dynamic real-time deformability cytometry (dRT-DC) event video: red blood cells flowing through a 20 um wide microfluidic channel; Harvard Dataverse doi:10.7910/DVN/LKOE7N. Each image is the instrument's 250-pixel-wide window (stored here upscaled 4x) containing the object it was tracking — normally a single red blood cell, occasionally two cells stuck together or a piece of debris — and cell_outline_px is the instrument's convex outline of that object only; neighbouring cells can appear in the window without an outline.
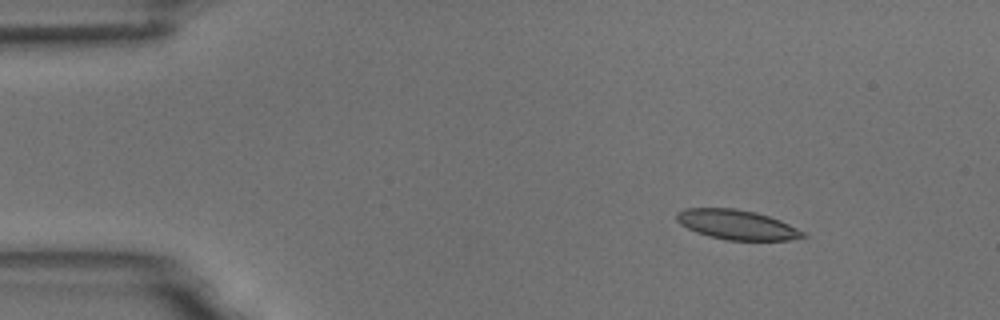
{"species": "common noctule bat (a hibernating species)", "species_latin": "Nyctalus noctula", "temperature_condition": "room temperature", "stored_images_in_passage": 13, "camera_frame_rate_fps": 3000, "um_per_image_px": 0.085, "animal": {"sex": "male", "body_mass_g": 18.8}, "frame": {"image": 1, "passage_image": 1, "time_ms": 0.0, "image_size_px": [1000, 320], "cell_outline_px": [[808, 236], [788, 240], [724, 240], [708, 236], [696, 232], [680, 224], [676, 220], [676, 212], [684, 208], [736, 208], [756, 212], [780, 220], [804, 232]], "centroid_in_image_um": [62.6, 19.09], "position_along_channel_um": 22.4, "area_um2": 21.91}}
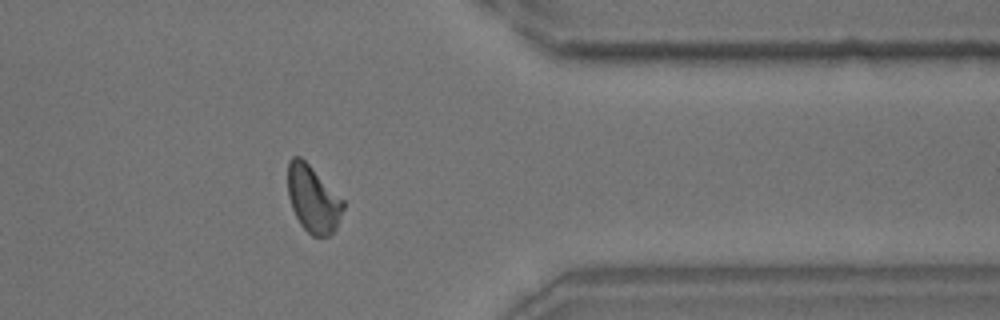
{"frame": {"image": 2, "passage_image": 11, "time_ms": 12.333, "image_size_px": [1000, 320], "cell_outline_px": [[344, 208], [336, 228], [328, 236], [312, 236], [300, 224], [292, 208], [288, 196], [288, 160], [292, 156], [300, 156], [344, 200]], "centroid_in_image_um": [26.6, 16.92], "position_along_channel_um": 384.8, "area_um2": 21.39}}
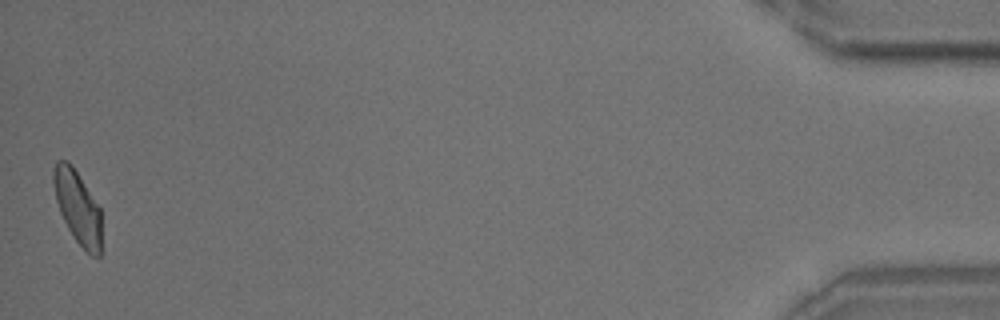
{"frame": {"image": 3, "passage_image": 13, "time_ms": 15.667, "image_size_px": [1000, 320], "cell_outline_px": [[100, 256], [92, 256], [72, 236], [60, 212], [56, 200], [52, 180], [52, 172], [56, 160], [68, 160], [72, 164], [100, 208]], "centroid_in_image_um": [6.57, 17.56], "position_along_channel_um": 428.6, "area_um2": 20.23}, "authors_computed_cell_mechanics": {"area_um2": 21.5016, "velocity_mm_per_s": 3.6949, "shape_relaxation_time_tau1_ms": 7.9141, "shape_relaxation_time_tau2_ms": 2.2739, "deformation_change_tau1": 0.1423, "deformation_change_tau2": 0.0658}}